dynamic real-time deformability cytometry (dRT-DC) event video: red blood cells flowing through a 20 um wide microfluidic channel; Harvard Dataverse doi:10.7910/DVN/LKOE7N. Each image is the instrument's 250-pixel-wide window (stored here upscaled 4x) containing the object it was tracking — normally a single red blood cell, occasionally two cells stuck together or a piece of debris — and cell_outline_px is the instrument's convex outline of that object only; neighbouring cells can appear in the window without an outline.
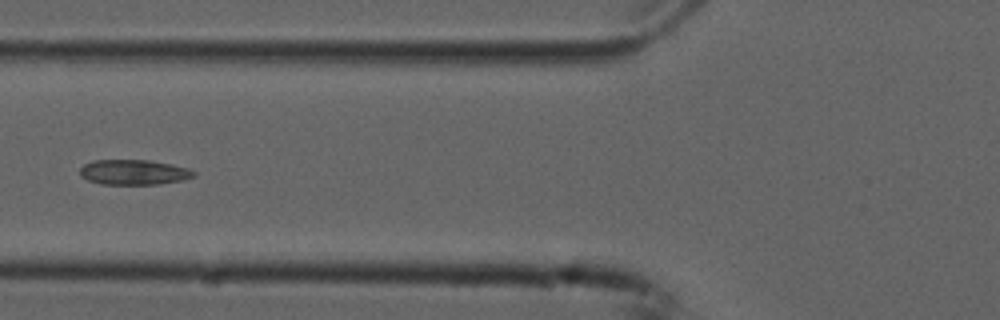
{"species": "common noctule bat (a hibernating species)", "species_latin": "Nyctalus noctula", "temperature_condition": "cold", "stored_images_in_passage": 6, "camera_frame_rate_fps": 3000, "um_per_image_px": 0.085, "animal": {"sex": "male", "forearm_length_mm": 52.5}, "frame": {"image": 1, "passage_image": 6, "time_ms": 1.667, "image_size_px": [1000, 320], "cell_outline_px": [[196, 176], [184, 180], [160, 184], [100, 184], [88, 180], [80, 176], [80, 168], [84, 164], [92, 160], [148, 160], [172, 164], [188, 168], [196, 172]], "centroid_in_image_um": [11.39, 14.64], "position_along_channel_um": 114.4, "area_um2": 16.82}}